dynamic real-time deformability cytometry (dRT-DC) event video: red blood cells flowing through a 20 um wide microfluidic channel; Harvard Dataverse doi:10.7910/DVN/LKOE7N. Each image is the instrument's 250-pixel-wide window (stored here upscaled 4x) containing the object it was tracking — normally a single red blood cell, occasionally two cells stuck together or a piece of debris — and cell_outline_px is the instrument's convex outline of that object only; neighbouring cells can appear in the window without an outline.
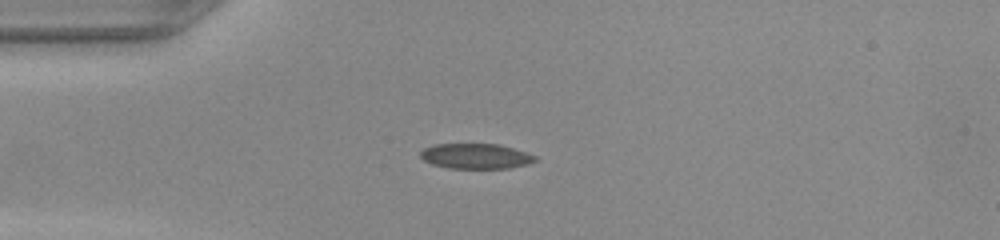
{"species": "common noctule bat (a hibernating species)", "species_latin": "Nyctalus noctula", "temperature_condition": "warm", "stored_images_in_passage": 38, "camera_frame_rate_fps": 3000, "um_per_image_px": 0.085, "animal": {"sex": "female", "body_mass_g": 22.0, "forearm_length_mm": 56.7}, "frame": {"image": 1, "passage_image": 1, "time_ms": 0.0, "image_size_px": [1000, 240], "cell_outline_px": [[536, 160], [528, 164], [508, 168], [448, 168], [432, 164], [424, 160], [420, 156], [420, 152], [424, 148], [432, 144], [500, 144], [528, 152], [536, 156]], "centroid_in_image_um": [40.44, 13.26], "position_along_channel_um": 44.6, "area_um2": 16.94}}
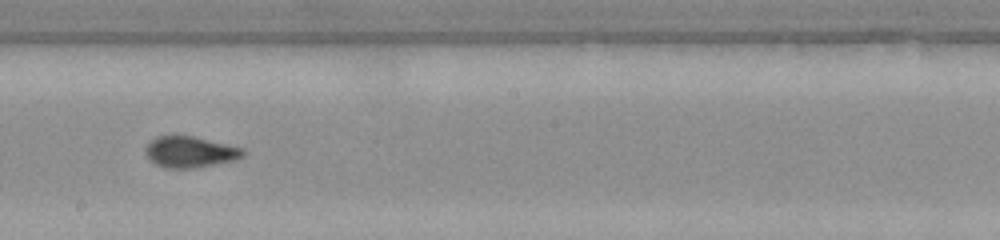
{"frame": {"image": 2, "passage_image": 16, "time_ms": 5.0, "image_size_px": [1000, 240], "cell_outline_px": [[244, 156], [236, 160], [192, 168], [164, 168], [156, 164], [148, 156], [148, 144], [156, 136], [192, 136], [244, 148]], "centroid_in_image_um": [16.21, 12.92], "position_along_channel_um": 232.0, "area_um2": 17.28}}
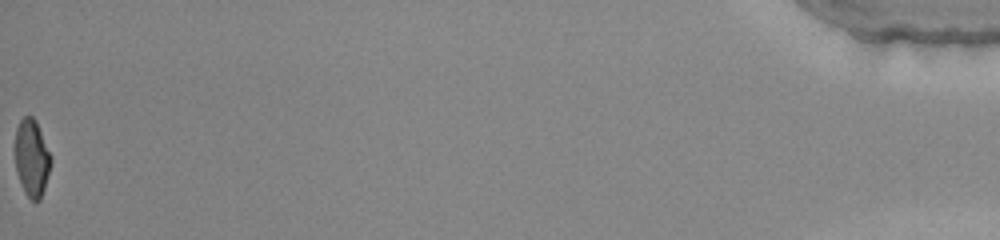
{"frame": {"image": 3, "passage_image": 38, "time_ms": 12.333, "image_size_px": [1000, 240], "cell_outline_px": [[52, 160], [44, 188], [40, 200], [32, 200], [24, 192], [16, 172], [16, 128], [20, 120], [24, 116], [32, 116], [36, 120], [52, 156]], "centroid_in_image_um": [2.71, 13.4], "position_along_channel_um": 432.5, "area_um2": 16.01}}